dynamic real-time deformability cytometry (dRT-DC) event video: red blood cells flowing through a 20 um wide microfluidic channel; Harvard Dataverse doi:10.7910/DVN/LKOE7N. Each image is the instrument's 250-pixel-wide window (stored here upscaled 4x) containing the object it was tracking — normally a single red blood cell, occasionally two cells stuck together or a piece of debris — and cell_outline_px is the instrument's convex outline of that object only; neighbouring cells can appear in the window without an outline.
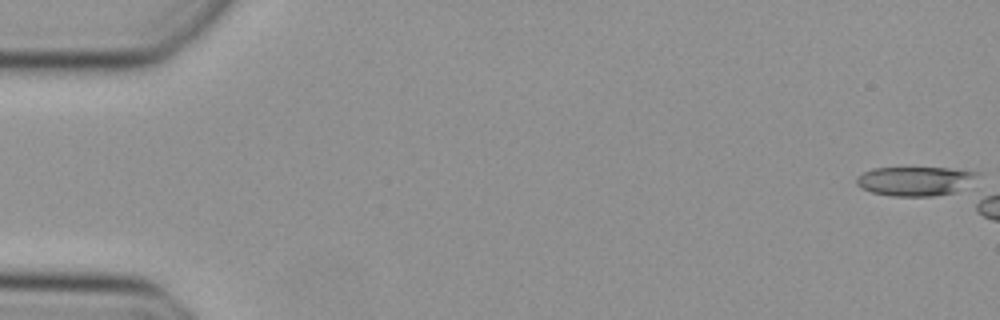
{"species": "Egyptian fruit bat (a non-hibernating species)", "species_latin": "Rousettus aegyptiacus", "temperature_condition": "cold", "stored_images_in_passage": 5, "camera_frame_rate_fps": 3000, "um_per_image_px": 0.085, "animal": {"sex": "female"}, "frame": {"image": 1, "passage_image": 1, "time_ms": 0.0, "image_size_px": [1000, 320], "cell_outline_px": [[976, 172], [956, 192], [932, 196], [892, 196], [872, 192], [860, 188], [856, 184], [856, 176], [872, 168], [948, 168]], "centroid_in_image_um": [77.61, 15.39], "position_along_channel_um": 7.4, "area_um2": 19.94}}